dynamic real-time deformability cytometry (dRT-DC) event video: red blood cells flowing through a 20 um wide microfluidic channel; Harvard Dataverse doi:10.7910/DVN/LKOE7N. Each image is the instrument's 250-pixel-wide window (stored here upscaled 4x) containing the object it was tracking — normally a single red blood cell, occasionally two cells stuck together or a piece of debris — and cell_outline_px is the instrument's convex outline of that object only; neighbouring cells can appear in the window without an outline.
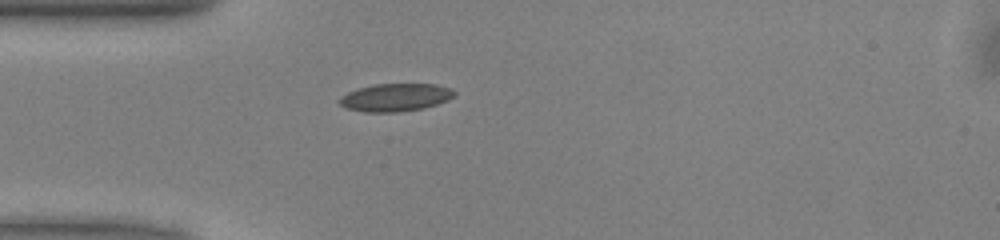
{"species": "common noctule bat (a hibernating species)", "species_latin": "Nyctalus noctula", "temperature_condition": "warm", "stored_images_in_passage": 38, "camera_frame_rate_fps": 3000, "um_per_image_px": 0.085, "animal": {"sex": "male", "body_mass_g": 13.0, "forearm_length_mm": 53.1}, "frame": {"image": 1, "passage_image": 1, "time_ms": 0.0, "image_size_px": [1000, 240], "cell_outline_px": [[456, 92], [448, 100], [424, 108], [396, 112], [364, 112], [348, 108], [340, 104], [336, 100], [340, 96], [356, 88], [372, 84], [436, 84], [452, 88]], "centroid_in_image_um": [33.58, 8.27], "position_along_channel_um": 51.4, "area_um2": 18.73}}
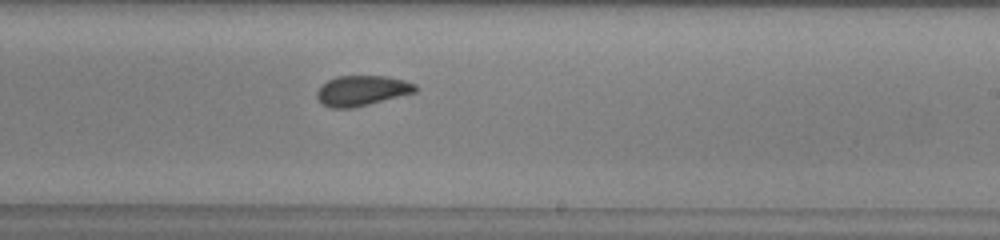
{"frame": {"image": 2, "passage_image": 17, "time_ms": 5.333, "image_size_px": [1000, 240], "cell_outline_px": [[420, 88], [416, 92], [352, 108], [328, 108], [320, 104], [316, 100], [316, 92], [320, 84], [336, 76], [388, 76], [404, 80], [416, 84]], "centroid_in_image_um": [30.72, 7.7], "position_along_channel_um": 258.3, "area_um2": 17.69}}
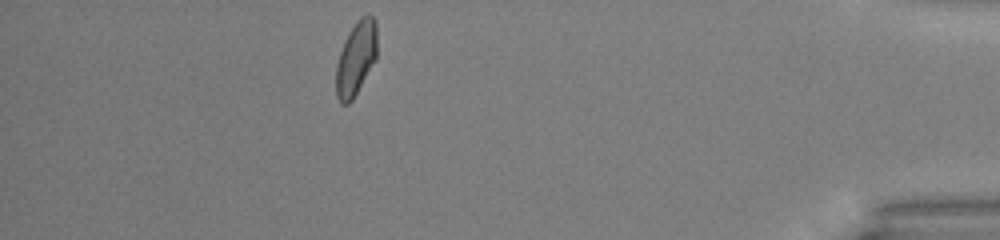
{"frame": {"image": 3, "passage_image": 32, "time_ms": 10.333, "image_size_px": [1000, 240], "cell_outline_px": [[376, 60], [352, 100], [348, 104], [340, 104], [336, 96], [336, 64], [340, 52], [348, 32], [356, 20], [360, 16], [368, 12], [376, 20]], "centroid_in_image_um": [30.26, 4.93], "position_along_channel_um": 404.9, "area_um2": 17.86}, "authors_computed_cell_mechanics": {"area_um2": 17.8602, "velocity_mm_per_s": 4.0255, "shape_relaxation_time_tau1_ms": 3.2712, "shape_relaxation_time_tau2_ms": 0.8021, "deformation_change_tau1": 0.1174, "deformation_change_tau2": 0.0624}}